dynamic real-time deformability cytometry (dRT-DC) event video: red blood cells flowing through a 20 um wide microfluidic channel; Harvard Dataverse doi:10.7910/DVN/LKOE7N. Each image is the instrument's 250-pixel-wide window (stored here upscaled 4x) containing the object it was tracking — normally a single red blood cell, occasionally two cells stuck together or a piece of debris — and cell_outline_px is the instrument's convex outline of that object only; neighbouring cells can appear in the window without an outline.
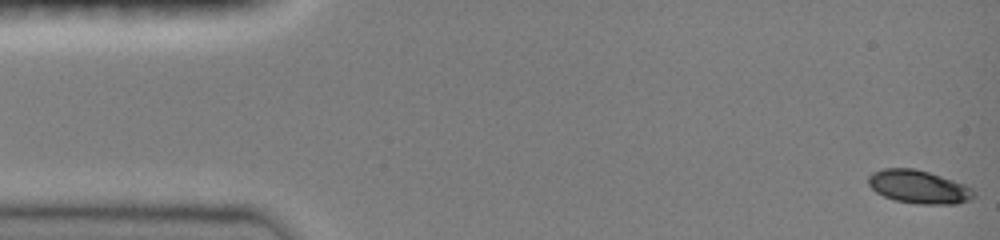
{"species": "common noctule bat (a hibernating species)", "species_latin": "Nyctalus noctula", "temperature_condition": "room temperature", "stored_images_in_passage": 47, "camera_frame_rate_fps": 3000, "um_per_image_px": 0.085, "animal": {"sex": "female", "body_mass_g": 19.0, "forearm_length_mm": 51.5}, "frame": {"image": 1, "passage_image": 1, "time_ms": 0.0, "image_size_px": [1000, 240], "cell_outline_px": [[972, 196], [968, 200], [956, 204], [920, 204], [896, 200], [884, 196], [876, 192], [868, 184], [868, 176], [872, 172], [884, 168], [912, 168], [928, 172], [964, 184], [972, 188]], "centroid_in_image_um": [78.04, 15.87], "position_along_channel_um": 7.0, "area_um2": 20.11}}
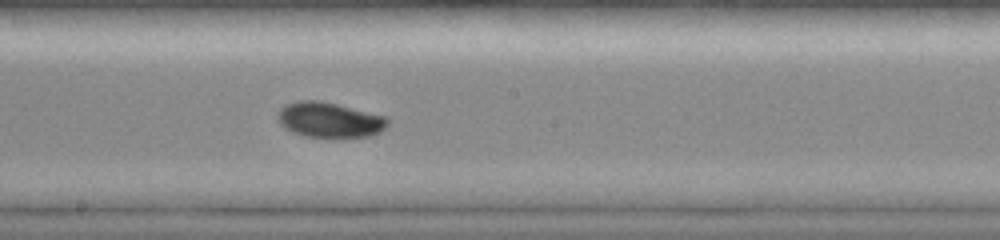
{"frame": {"image": 2, "passage_image": 26, "time_ms": 8.333, "image_size_px": [1000, 240], "cell_outline_px": [[388, 124], [380, 132], [372, 136], [344, 140], [336, 140], [304, 136], [292, 132], [284, 128], [276, 120], [276, 112], [284, 104], [300, 100], [320, 100], [388, 116]], "centroid_in_image_um": [28.0, 10.23], "position_along_channel_um": 220.2, "area_um2": 23.81}}
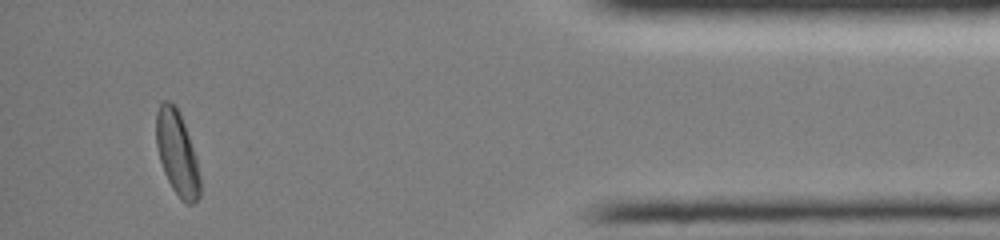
{"frame": {"image": 3, "passage_image": 44, "time_ms": 14.333, "image_size_px": [1000, 240], "cell_outline_px": [[200, 196], [192, 204], [188, 204], [180, 200], [172, 188], [164, 172], [160, 160], [156, 144], [156, 112], [160, 104], [164, 100], [168, 100], [180, 112], [196, 160], [200, 176]], "centroid_in_image_um": [15.04, 13.04], "position_along_channel_um": 420.2, "area_um2": 21.21}, "authors_computed_cell_mechanics": {"area_um2": 21.2126, "velocity_mm_per_s": 4.057, "shape_relaxation_time_tau1_ms": 3.3012, "shape_relaxation_time_tau2_ms": null, "deformation_change_tau1": 0.1122, "deformation_change_tau2": null}}